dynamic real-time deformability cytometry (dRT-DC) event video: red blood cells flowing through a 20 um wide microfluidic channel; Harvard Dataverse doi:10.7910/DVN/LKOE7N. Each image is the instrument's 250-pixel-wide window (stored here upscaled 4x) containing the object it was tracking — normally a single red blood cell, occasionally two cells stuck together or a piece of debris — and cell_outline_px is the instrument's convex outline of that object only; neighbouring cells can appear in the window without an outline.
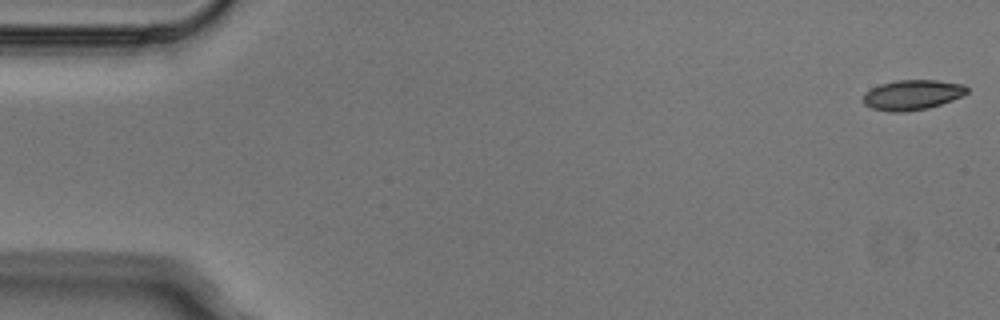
{"species": "Egyptian fruit bat (a non-hibernating species)", "species_latin": "Rousettus aegyptiacus", "temperature_condition": "cold", "stored_images_in_passage": 2, "camera_frame_rate_fps": 3000, "um_per_image_px": 0.085, "animal": {"sex": "male"}, "frame": {"image": 1, "passage_image": 2, "time_ms": 0.333, "image_size_px": [1000, 320], "cell_outline_px": [[968, 92], [952, 100], [928, 108], [904, 112], [888, 112], [872, 108], [864, 104], [864, 92], [880, 84], [896, 80], [936, 80], [964, 84], [968, 88]], "centroid_in_image_um": [77.53, 8.06], "position_along_channel_um": 7.5, "area_um2": 18.15}}